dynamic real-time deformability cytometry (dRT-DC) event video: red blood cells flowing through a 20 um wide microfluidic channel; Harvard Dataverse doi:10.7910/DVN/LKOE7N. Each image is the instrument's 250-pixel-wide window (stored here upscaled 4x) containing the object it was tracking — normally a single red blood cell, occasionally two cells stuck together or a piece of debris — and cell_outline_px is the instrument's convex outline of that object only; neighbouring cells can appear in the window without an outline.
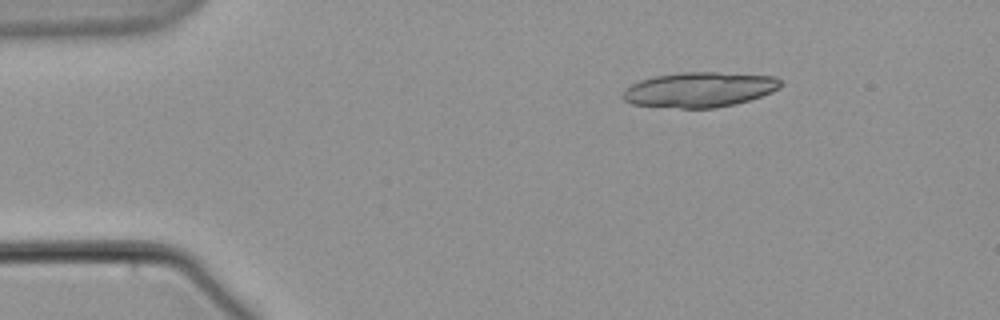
{"species": "common noctule bat (a hibernating species)", "species_latin": "Nyctalus noctula", "temperature_condition": "warm", "stored_images_in_passage": 5, "camera_frame_rate_fps": 3000, "um_per_image_px": 0.085, "animal": {"sex": "male", "body_mass_g": 21.5, "forearm_length_mm": 52.0}, "frame": {"image": 1, "passage_image": 2, "time_ms": 2.0, "image_size_px": [1000, 320], "cell_outline_px": [[780, 88], [772, 92], [736, 104], [716, 108], [680, 108], [632, 104], [624, 100], [624, 92], [632, 84], [640, 80], [656, 76], [676, 72], [716, 72], [776, 76], [780, 80]], "centroid_in_image_um": [59.48, 7.61], "position_along_channel_um": 25.5, "area_um2": 32.08}}